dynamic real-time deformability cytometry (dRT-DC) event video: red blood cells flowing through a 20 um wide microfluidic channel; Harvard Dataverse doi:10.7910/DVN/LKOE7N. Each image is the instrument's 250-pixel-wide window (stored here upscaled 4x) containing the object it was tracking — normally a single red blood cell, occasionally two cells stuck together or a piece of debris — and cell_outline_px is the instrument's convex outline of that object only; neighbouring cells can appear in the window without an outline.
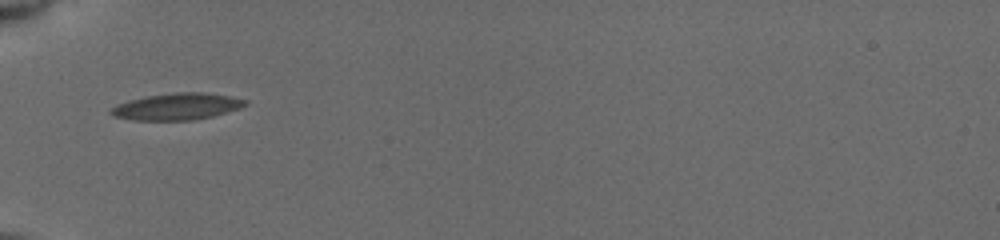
{"species": "common noctule bat (a hibernating species)", "species_latin": "Nyctalus noctula", "temperature_condition": "cold", "stored_images_in_passage": 8, "camera_frame_rate_fps": 3000, "um_per_image_px": 0.085, "animal": {"sex": "female", "body_mass_g": 19.5, "forearm_length_mm": 54.1}, "frame": {"image": 1, "passage_image": 1, "time_ms": 0.0, "image_size_px": [1000, 240], "cell_outline_px": [[248, 104], [240, 108], [212, 116], [192, 120], [132, 120], [112, 116], [108, 112], [116, 104], [128, 100], [148, 96], [176, 92], [200, 92], [228, 96], [248, 100]], "centroid_in_image_um": [15.01, 9.06], "position_along_channel_um": 70.0, "area_um2": 20.81}}
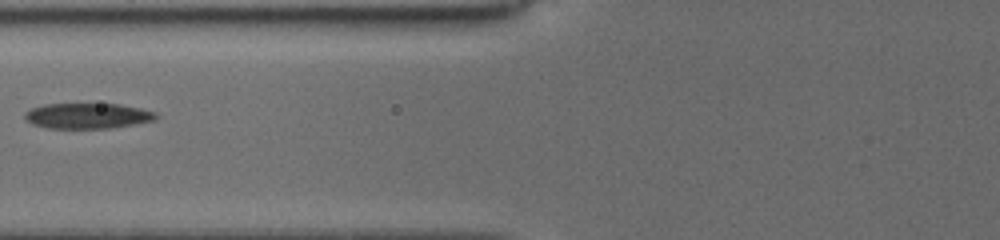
{"frame": {"image": 2, "passage_image": 3, "time_ms": 1.333, "image_size_px": [1000, 240], "cell_outline_px": [[160, 116], [156, 120], [136, 124], [112, 128], [48, 128], [32, 124], [24, 116], [24, 112], [32, 108], [44, 104], [120, 104], [140, 108], [156, 112]], "centroid_in_image_um": [7.49, 9.85], "position_along_channel_um": 118.3, "area_um2": 19.59}}
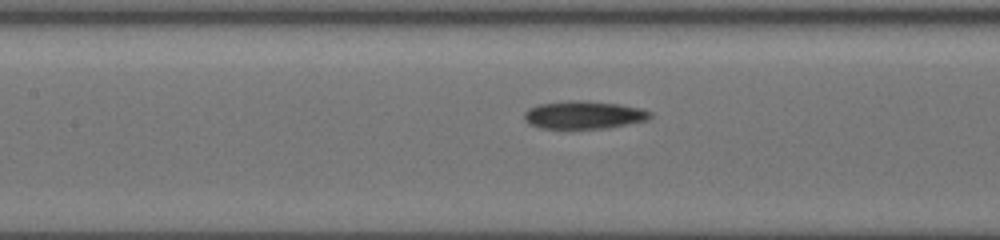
{"frame": {"image": 3, "passage_image": 6, "time_ms": 2.333, "image_size_px": [1000, 240], "cell_outline_px": [[652, 116], [648, 120], [608, 128], [568, 132], [540, 128], [528, 124], [524, 120], [524, 112], [528, 108], [540, 104], [572, 100], [588, 100], [620, 104], [644, 108], [652, 112]], "centroid_in_image_um": [49.61, 9.81], "position_along_channel_um": 157.8, "area_um2": 21.73}}